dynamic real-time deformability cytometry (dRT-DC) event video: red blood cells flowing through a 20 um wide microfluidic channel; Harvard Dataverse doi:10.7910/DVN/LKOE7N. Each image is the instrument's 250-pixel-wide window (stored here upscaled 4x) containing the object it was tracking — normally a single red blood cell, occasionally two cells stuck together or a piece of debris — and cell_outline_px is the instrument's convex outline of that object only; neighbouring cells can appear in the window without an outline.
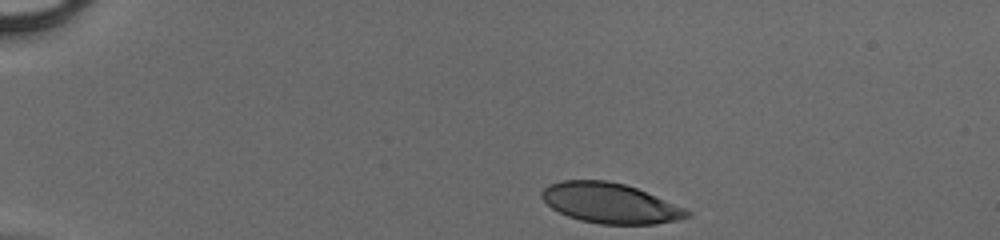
{"species": "human", "species_latin": "Homo sapiens", "temperature_condition": "cold", "stored_images_in_passage": 34, "camera_frame_rate_fps": 3000, "um_per_image_px": 0.085, "donor": {"sex": "male"}, "frame": {"image": 1, "passage_image": 1, "time_ms": 0.0, "image_size_px": [1000, 240], "cell_outline_px": [[692, 216], [676, 220], [656, 224], [600, 224], [580, 220], [568, 216], [552, 208], [540, 196], [540, 192], [548, 184], [560, 180], [608, 180], [624, 184], [636, 188], [684, 208], [692, 212]], "centroid_in_image_um": [51.83, 17.26], "position_along_channel_um": 33.2, "area_um2": 33.87}}
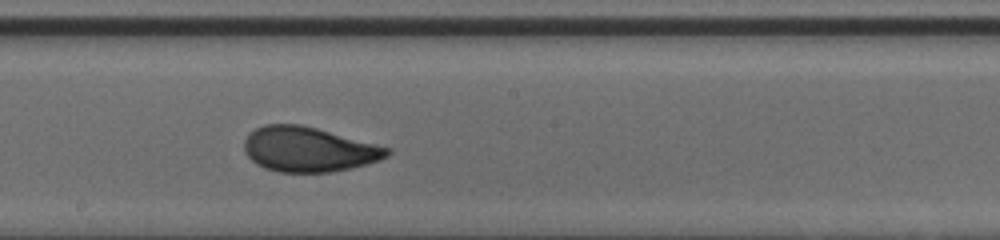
{"frame": {"image": 2, "passage_image": 20, "time_ms": 6.333, "image_size_px": [1000, 240], "cell_outline_px": [[392, 152], [388, 156], [380, 160], [352, 168], [332, 172], [280, 172], [264, 168], [256, 164], [244, 152], [244, 140], [248, 132], [264, 124], [300, 124], [316, 128], [392, 148]], "centroid_in_image_um": [26.23, 12.69], "position_along_channel_um": 222.0, "area_um2": 37.57}}
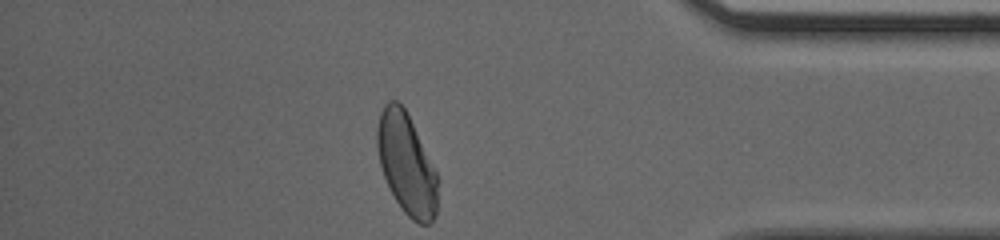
{"frame": {"image": 3, "passage_image": 34, "time_ms": 11.0, "image_size_px": [1000, 240], "cell_outline_px": [[440, 180], [436, 212], [432, 220], [428, 224], [420, 224], [412, 220], [404, 212], [396, 200], [384, 176], [380, 164], [376, 144], [376, 128], [380, 112], [384, 104], [388, 100], [396, 100], [404, 108]], "centroid_in_image_um": [34.55, 13.95], "position_along_channel_um": 400.6, "area_um2": 35.37}}